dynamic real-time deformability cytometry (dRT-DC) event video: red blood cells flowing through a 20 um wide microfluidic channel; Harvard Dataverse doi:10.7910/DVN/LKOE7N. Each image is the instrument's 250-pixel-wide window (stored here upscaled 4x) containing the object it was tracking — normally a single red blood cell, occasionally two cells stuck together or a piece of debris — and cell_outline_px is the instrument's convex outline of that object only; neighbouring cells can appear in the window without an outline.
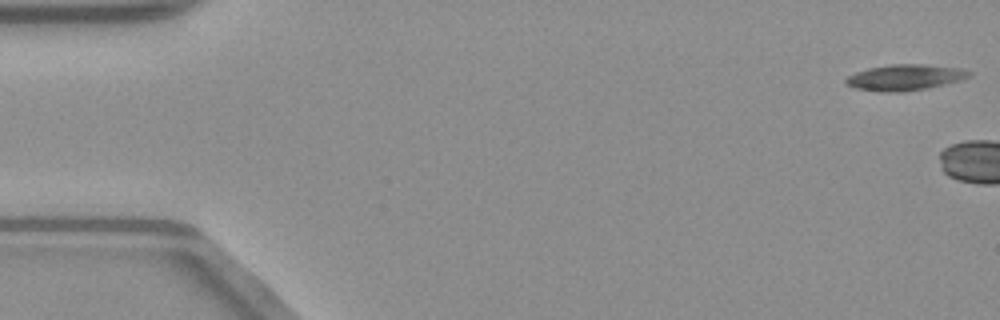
{"species": "common noctule bat (a hibernating species)", "species_latin": "Nyctalus noctula", "temperature_condition": "warm", "stored_images_in_passage": 4, "camera_frame_rate_fps": 3000, "um_per_image_px": 0.085, "animal": {"sex": "male", "body_mass_g": 23.1, "forearm_length_mm": 52.7}, "frame": {"image": 1, "passage_image": 1, "time_ms": 0.0, "image_size_px": [1000, 320], "cell_outline_px": [[972, 76], [964, 80], [928, 88], [904, 92], [884, 92], [856, 88], [844, 84], [844, 80], [848, 76], [856, 72], [868, 68], [892, 64], [920, 64], [960, 68], [972, 72]], "centroid_in_image_um": [76.95, 6.59], "position_along_channel_um": 8.0, "area_um2": 18.79}}